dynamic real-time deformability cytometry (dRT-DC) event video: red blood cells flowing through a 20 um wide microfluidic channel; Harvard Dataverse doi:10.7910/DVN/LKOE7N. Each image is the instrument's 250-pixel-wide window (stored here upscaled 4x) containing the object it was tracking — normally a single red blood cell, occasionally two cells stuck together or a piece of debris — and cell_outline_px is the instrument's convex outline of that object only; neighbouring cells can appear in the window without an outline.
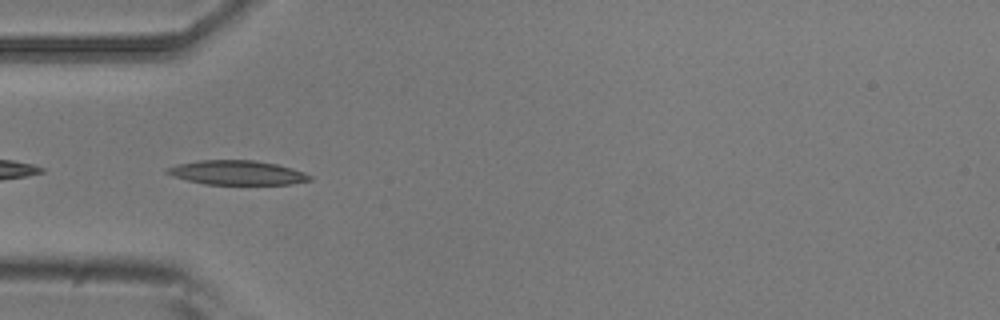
{"species": "common noctule bat (a hibernating species)", "species_latin": "Nyctalus noctula", "temperature_condition": "room temperature", "stored_images_in_passage": 38, "camera_frame_rate_fps": 3000, "um_per_image_px": 0.085, "animal": {"sex": "male", "body_mass_g": 20.5, "forearm_length_mm": 52.5}, "frame": {"image": 1, "passage_image": 1, "time_ms": 0.0, "image_size_px": [1000, 320], "cell_outline_px": [[312, 180], [292, 184], [204, 184], [172, 176], [164, 172], [164, 168], [176, 164], [196, 160], [256, 160], [276, 164], [292, 168], [304, 172], [312, 176]], "centroid_in_image_um": [20.12, 14.67], "position_along_channel_um": 64.9, "area_um2": 20.4}}
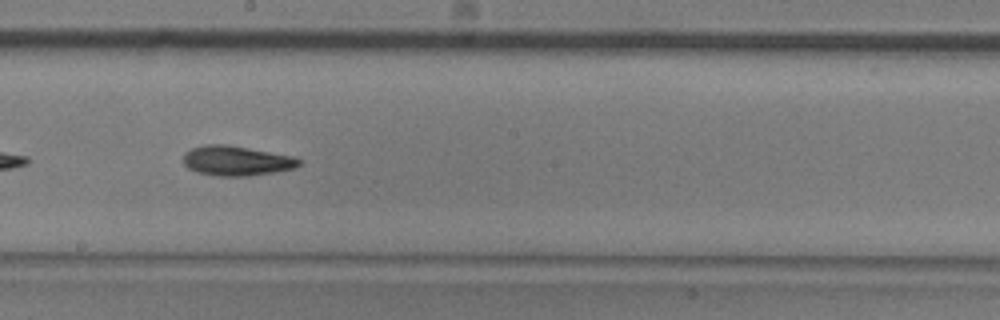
{"frame": {"image": 2, "passage_image": 14, "time_ms": 4.333, "image_size_px": [1000, 320], "cell_outline_px": [[300, 164], [296, 168], [248, 176], [220, 176], [196, 172], [188, 168], [184, 164], [184, 152], [192, 148], [204, 144], [228, 144], [292, 156], [300, 160]], "centroid_in_image_um": [20.07, 13.66], "position_along_channel_um": 228.1, "area_um2": 20.06}}
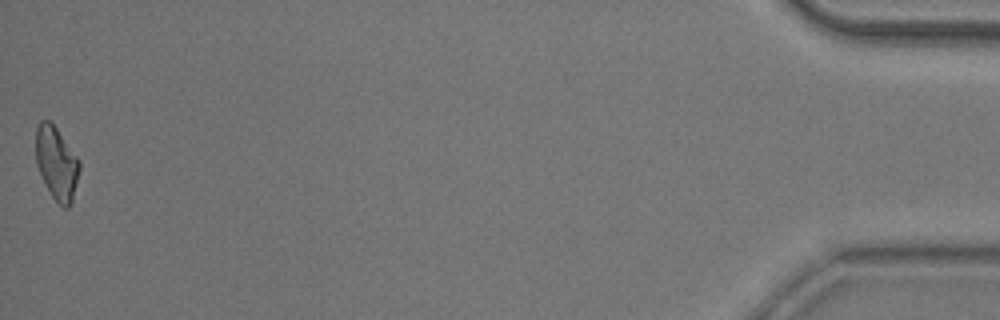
{"frame": {"image": 3, "passage_image": 38, "time_ms": 12.333, "image_size_px": [1000, 320], "cell_outline_px": [[80, 168], [72, 200], [68, 208], [64, 208], [52, 196], [36, 164], [36, 128], [40, 120], [48, 120], [56, 128], [80, 160]], "centroid_in_image_um": [4.81, 13.85], "position_along_channel_um": 430.4, "area_um2": 18.21}, "authors_computed_cell_mechanics": {"area_um2": 19.0162, "velocity_mm_per_s": 3.7564, "shape_relaxation_time_tau1_ms": 4.2892, "shape_relaxation_time_tau2_ms": null, "deformation_change_tau1": 0.1452, "deformation_change_tau2": null}}